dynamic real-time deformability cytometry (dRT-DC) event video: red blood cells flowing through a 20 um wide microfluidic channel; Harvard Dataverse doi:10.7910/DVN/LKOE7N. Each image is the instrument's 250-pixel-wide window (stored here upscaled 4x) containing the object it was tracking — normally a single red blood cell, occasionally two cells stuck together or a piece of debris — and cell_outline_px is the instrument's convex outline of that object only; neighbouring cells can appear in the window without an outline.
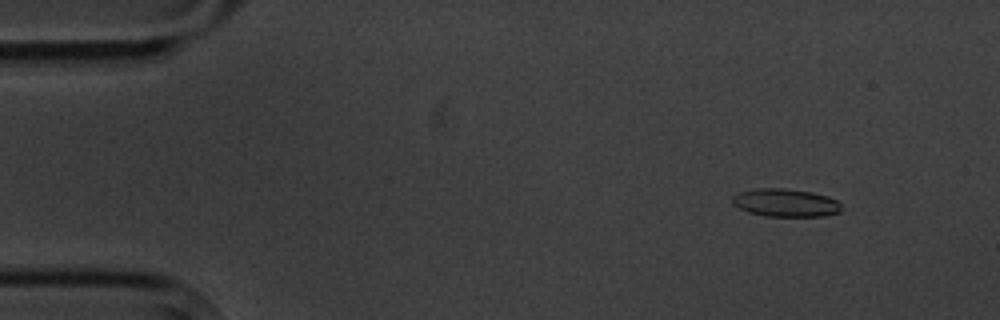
{"species": "common noctule bat (a hibernating species)", "species_latin": "Nyctalus noctula", "temperature_condition": "cold", "stored_images_in_passage": 5, "camera_frame_rate_fps": 3000, "um_per_image_px": 0.085, "animal": {"sex": "male", "body_mass_g": 20.1, "forearm_length_mm": 53.5}, "frame": {"image": 1, "passage_image": 2, "time_ms": 1.333, "image_size_px": [1000, 320], "cell_outline_px": [[840, 212], [824, 216], [764, 216], [748, 212], [732, 204], [732, 196], [736, 192], [756, 188], [784, 188], [812, 192], [828, 196], [836, 200], [840, 204]], "centroid_in_image_um": [66.73, 17.22], "position_along_channel_um": 18.3, "area_um2": 17.92}}
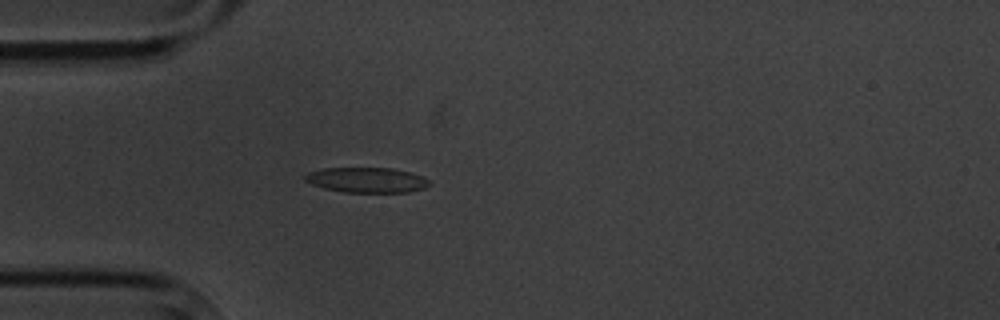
{"frame": {"image": 2, "passage_image": 5, "time_ms": 4.667, "image_size_px": [1000, 320], "cell_outline_px": [[432, 184], [424, 188], [408, 192], [344, 192], [324, 188], [312, 184], [304, 180], [304, 176], [308, 172], [324, 168], [392, 168], [412, 172], [428, 180]], "centroid_in_image_um": [31.17, 15.29], "position_along_channel_um": 53.8, "area_um2": 18.21}}